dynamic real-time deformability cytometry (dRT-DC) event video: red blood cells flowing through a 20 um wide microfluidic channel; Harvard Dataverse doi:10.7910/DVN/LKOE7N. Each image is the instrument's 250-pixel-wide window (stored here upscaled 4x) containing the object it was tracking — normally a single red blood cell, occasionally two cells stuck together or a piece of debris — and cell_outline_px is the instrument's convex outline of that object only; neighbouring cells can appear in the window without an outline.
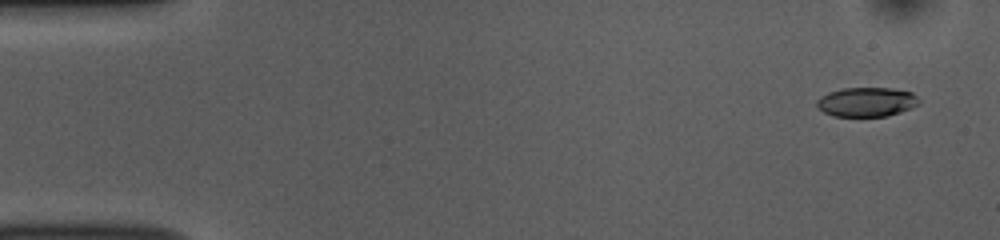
{"species": "common noctule bat (a hibernating species)", "species_latin": "Nyctalus noctula", "temperature_condition": "room temperature", "stored_images_in_passage": 10, "camera_frame_rate_fps": 3000, "um_per_image_px": 0.085, "animal": {"sex": "female", "body_mass_g": 10.0, "forearm_length_mm": 53.1}, "frame": {"image": 1, "passage_image": 3, "time_ms": 0.667, "image_size_px": [1000, 240], "cell_outline_px": [[920, 104], [912, 108], [888, 116], [832, 116], [816, 108], [816, 100], [820, 96], [828, 92], [844, 88], [892, 88], [912, 92], [920, 100]], "centroid_in_image_um": [73.65, 8.67], "position_along_channel_um": 11.3, "area_um2": 17.69}}